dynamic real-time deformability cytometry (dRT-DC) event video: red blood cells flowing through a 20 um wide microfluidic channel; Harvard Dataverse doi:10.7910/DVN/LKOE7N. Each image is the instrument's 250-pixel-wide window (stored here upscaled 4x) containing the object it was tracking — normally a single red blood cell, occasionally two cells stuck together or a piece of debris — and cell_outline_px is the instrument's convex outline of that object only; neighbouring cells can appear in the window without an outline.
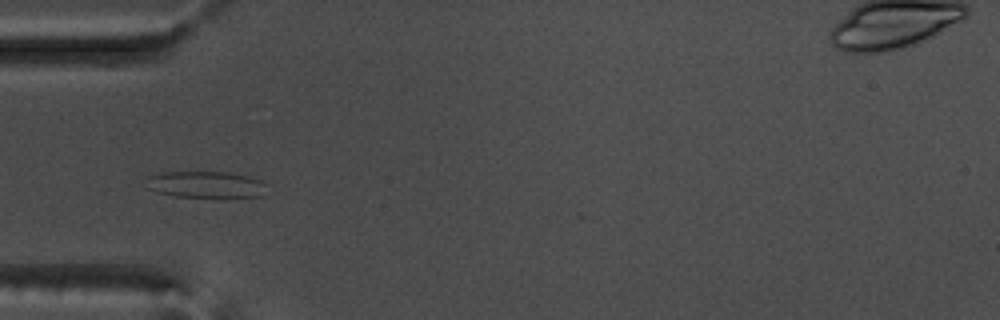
{"species": "common noctule bat (a hibernating species)", "species_latin": "Nyctalus noctula", "temperature_condition": "warm", "stored_images_in_passage": 42, "camera_frame_rate_fps": 3000, "um_per_image_px": 0.085, "animal": {"sex": "male", "body_mass_g": 17.5, "forearm_length_mm": 52.3}, "frame": {"image": 1, "passage_image": 4, "time_ms": 1.0, "image_size_px": [1000, 320], "cell_outline_px": [[264, 196], [228, 200], [220, 200], [176, 196], [160, 192], [148, 188], [148, 176], [160, 172], [228, 172], [252, 176], [260, 180], [264, 184]], "centroid_in_image_um": [17.6, 15.74], "position_along_channel_um": 67.4, "area_um2": 19.59}}
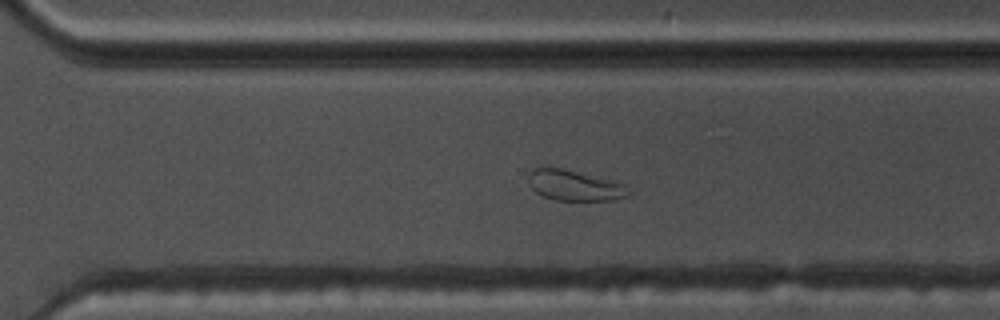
{"frame": {"image": 2, "passage_image": 25, "time_ms": 8.0, "image_size_px": [1000, 320], "cell_outline_px": [[632, 192], [628, 196], [612, 200], [556, 200], [544, 196], [536, 192], [532, 188], [528, 180], [528, 172], [532, 168], [544, 164], [564, 168], [612, 180], [624, 184]], "centroid_in_image_um": [48.79, 15.71], "position_along_channel_um": 321.8, "area_um2": 18.32}}
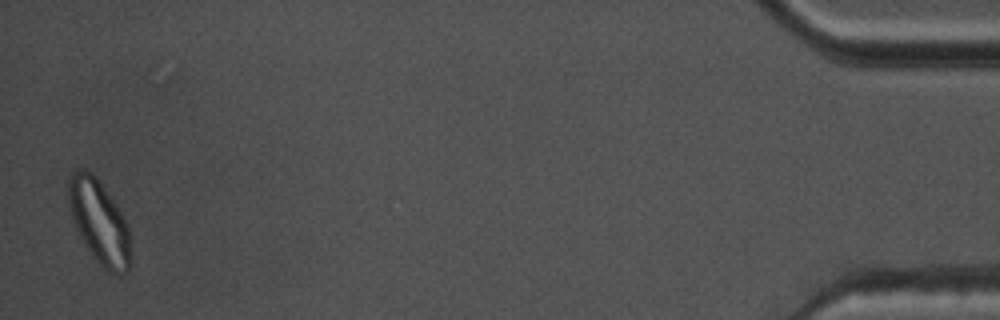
{"frame": {"image": 3, "passage_image": 41, "time_ms": 13.333, "image_size_px": [1000, 320], "cell_outline_px": [[132, 264], [128, 272], [112, 272], [104, 268], [92, 256], [80, 236], [76, 228], [68, 204], [68, 180], [72, 172], [80, 168], [84, 168], [96, 176], [116, 204], [124, 216], [128, 228], [132, 260]], "centroid_in_image_um": [8.44, 18.84], "position_along_channel_um": 426.8, "area_um2": 30.29}, "authors_computed_cell_mechanics": {"area_um2": 19.2763, "velocity_mm_per_s": 3.6486, "shape_relaxation_time_tau1_ms": null, "shape_relaxation_time_tau2_ms": 1.7448, "deformation_change_tau1": null, "deformation_change_tau2": 0.0747}}